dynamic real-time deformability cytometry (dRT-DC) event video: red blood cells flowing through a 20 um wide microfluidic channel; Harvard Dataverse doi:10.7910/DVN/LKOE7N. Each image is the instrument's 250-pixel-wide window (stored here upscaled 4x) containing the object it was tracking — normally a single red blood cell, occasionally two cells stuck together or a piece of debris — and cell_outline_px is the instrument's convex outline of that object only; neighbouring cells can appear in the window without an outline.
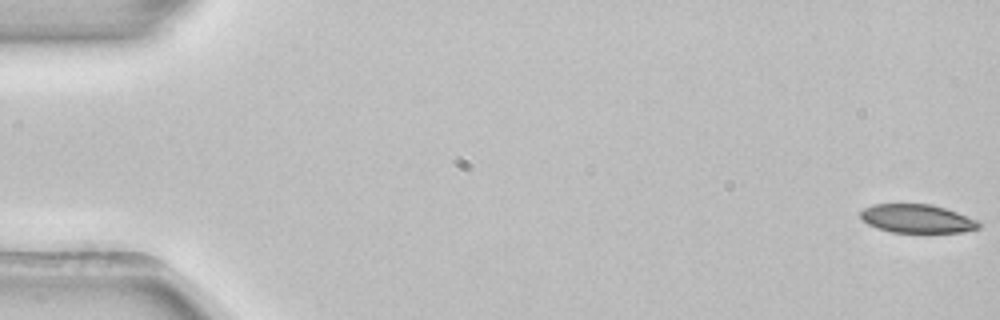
{"species": "common noctule bat (a hibernating species)", "species_latin": "Nyctalus noctula", "temperature_condition": "room temperature", "stored_images_in_passage": 53, "camera_frame_rate_fps": 3000, "um_per_image_px": 0.085, "animal": {"sex": "female", "body_mass_g": 22.7, "forearm_length_mm": 54.2}, "frame": {"image": 1, "passage_image": 1, "time_ms": 0.0, "image_size_px": [1000, 320], "cell_outline_px": [[980, 228], [964, 232], [892, 232], [876, 228], [868, 224], [860, 216], [860, 212], [864, 208], [872, 204], [932, 204], [956, 212], [976, 220], [980, 224]], "centroid_in_image_um": [77.93, 18.58], "position_along_channel_um": 7.1, "area_um2": 19.54}}
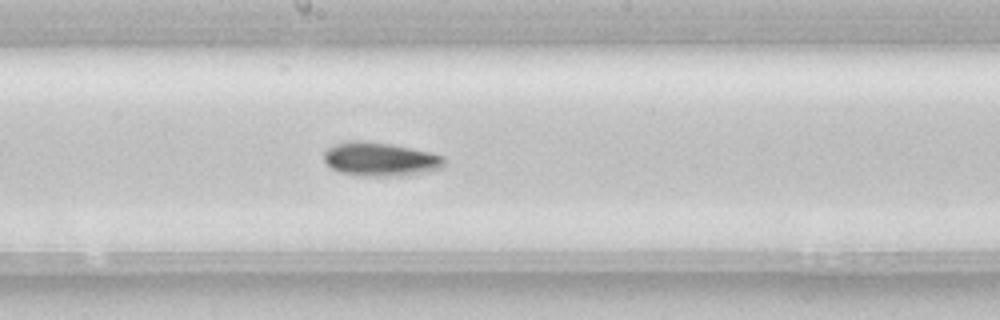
{"frame": {"image": 2, "passage_image": 29, "time_ms": 9.333, "image_size_px": [1000, 320], "cell_outline_px": [[444, 168], [428, 172], [408, 176], [368, 176], [340, 172], [332, 168], [324, 160], [324, 152], [328, 148], [336, 144], [352, 140], [360, 140], [392, 144], [428, 152], [444, 156]], "centroid_in_image_um": [32.37, 13.54], "position_along_channel_um": 215.8, "area_um2": 23.76}}
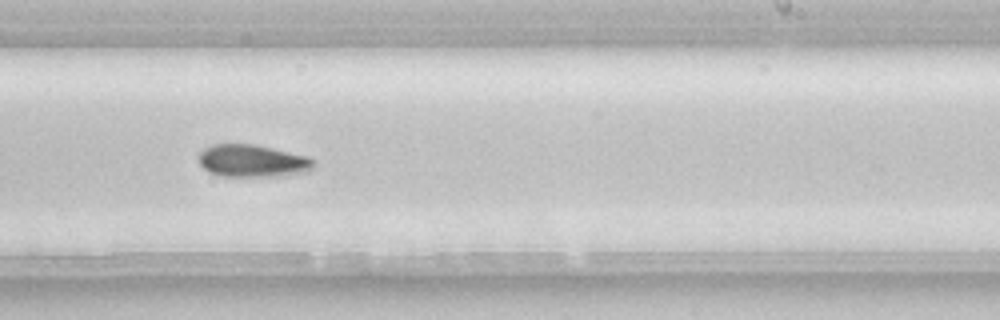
{"frame": {"image": 3, "passage_image": 33, "time_ms": 10.667, "image_size_px": [1000, 320], "cell_outline_px": [[316, 164], [308, 172], [284, 176], [220, 176], [208, 172], [196, 160], [196, 156], [204, 148], [212, 144], [256, 144], [308, 156], [316, 160]], "centroid_in_image_um": [21.46, 13.67], "position_along_channel_um": 267.5, "area_um2": 22.25}, "authors_computed_cell_mechanics": {"area_um2": 21.5594, "velocity_mm_per_s": 3.9072, "shape_relaxation_time_tau1_ms": 3.778, "shape_relaxation_time_tau2_ms": null, "deformation_change_tau1": 0.1074, "deformation_change_tau2": null}}